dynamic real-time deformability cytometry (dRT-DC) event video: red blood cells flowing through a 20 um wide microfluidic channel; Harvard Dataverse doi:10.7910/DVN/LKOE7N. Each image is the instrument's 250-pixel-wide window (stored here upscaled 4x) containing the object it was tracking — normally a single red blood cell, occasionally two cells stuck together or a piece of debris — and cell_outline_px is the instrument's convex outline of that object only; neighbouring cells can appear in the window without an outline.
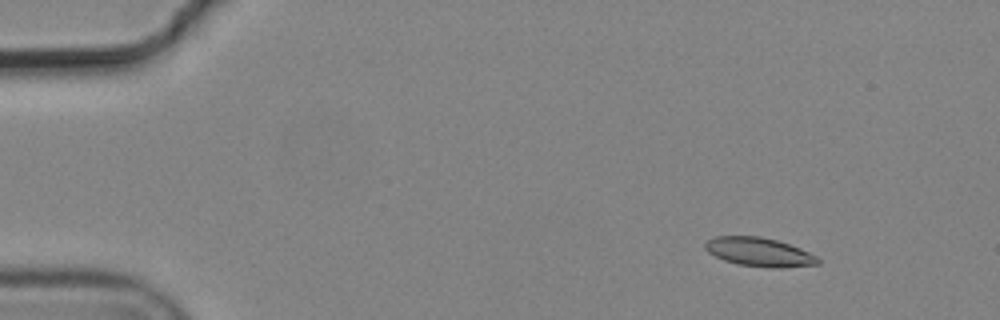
{"species": "common noctule bat (a hibernating species)", "species_latin": "Nyctalus noctula", "temperature_condition": "cold", "stored_images_in_passage": 4, "camera_frame_rate_fps": 3000, "um_per_image_px": 0.085, "animal": {"sex": "male", "body_mass_g": 19.2, "forearm_length_mm": 51.8}, "frame": {"image": 1, "passage_image": 2, "time_ms": 0.333, "image_size_px": [1000, 320], "cell_outline_px": [[820, 264], [784, 268], [772, 268], [736, 264], [724, 260], [708, 252], [704, 248], [704, 244], [708, 240], [716, 236], [760, 236], [776, 240], [800, 248], [816, 256], [820, 260]], "centroid_in_image_um": [64.53, 21.43], "position_along_channel_um": 20.5, "area_um2": 18.96}}